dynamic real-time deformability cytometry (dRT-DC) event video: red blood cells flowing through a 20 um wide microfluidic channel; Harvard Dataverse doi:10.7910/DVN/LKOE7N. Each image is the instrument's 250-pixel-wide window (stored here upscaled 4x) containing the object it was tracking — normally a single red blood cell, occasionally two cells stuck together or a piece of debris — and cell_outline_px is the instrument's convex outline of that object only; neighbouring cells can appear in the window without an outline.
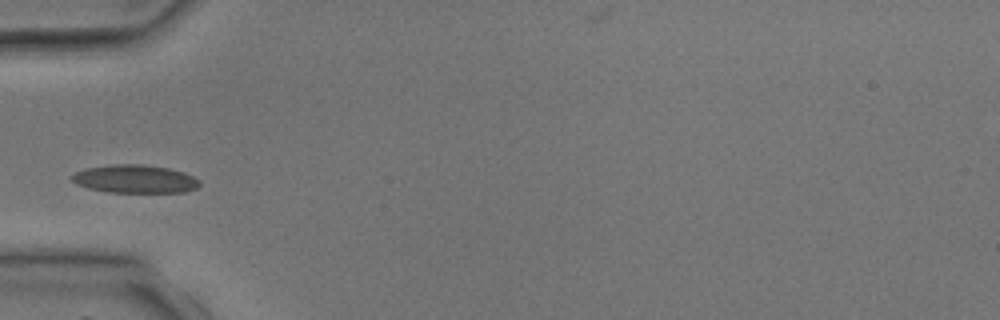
{"species": "common noctule bat (a hibernating species)", "species_latin": "Nyctalus noctula", "temperature_condition": "room temperature", "stored_images_in_passage": 2, "camera_frame_rate_fps": 3000, "um_per_image_px": 0.085, "animal": {"sex": "male", "body_mass_g": 17.9, "forearm_length_mm": 54.2}, "frame": {"image": 1, "passage_image": 2, "time_ms": 1.0, "image_size_px": [1000, 320], "cell_outline_px": [[200, 184], [196, 188], [184, 192], [108, 192], [88, 188], [76, 184], [68, 176], [84, 168], [112, 164], [144, 164], [168, 168], [184, 172], [200, 180]], "centroid_in_image_um": [11.44, 15.2], "position_along_channel_um": 73.6, "area_um2": 21.1}}